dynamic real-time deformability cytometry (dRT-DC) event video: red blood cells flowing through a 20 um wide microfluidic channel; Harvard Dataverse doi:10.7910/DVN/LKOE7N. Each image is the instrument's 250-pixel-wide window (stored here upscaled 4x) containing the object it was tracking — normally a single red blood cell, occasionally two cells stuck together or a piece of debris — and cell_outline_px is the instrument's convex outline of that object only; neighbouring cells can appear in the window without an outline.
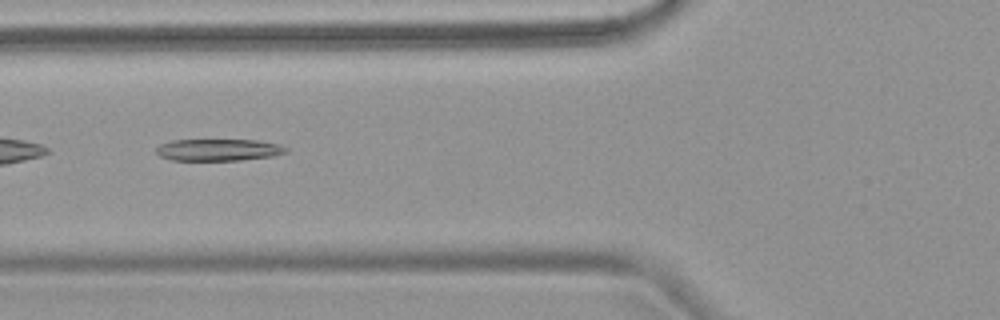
{"species": "common noctule bat (a hibernating species)", "species_latin": "Nyctalus noctula", "temperature_condition": "warm", "stored_images_in_passage": 6, "camera_frame_rate_fps": 3000, "um_per_image_px": 0.085, "animal": {"sex": "female", "body_mass_g": 18.4}, "frame": {"image": 1, "passage_image": 4, "time_ms": 4.333, "image_size_px": [1000, 320], "cell_outline_px": [[288, 152], [272, 156], [240, 160], [172, 160], [160, 156], [156, 152], [156, 148], [160, 144], [172, 140], [256, 140], [280, 144], [288, 148]], "centroid_in_image_um": [18.58, 12.73], "position_along_channel_um": 107.2, "area_um2": 16.53}}
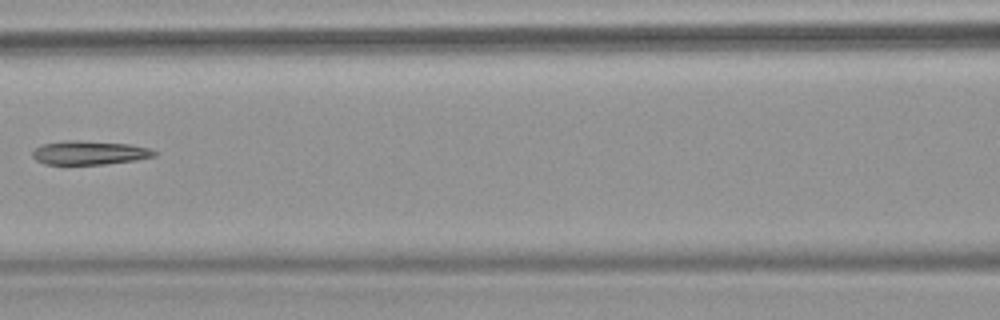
{"frame": {"image": 2, "passage_image": 5, "time_ms": 5.667, "image_size_px": [1000, 320], "cell_outline_px": [[156, 156], [136, 160], [104, 164], [44, 164], [36, 160], [32, 156], [32, 152], [36, 148], [44, 144], [68, 140], [76, 140], [128, 144], [148, 148], [156, 152]], "centroid_in_image_um": [7.59, 12.99], "position_along_channel_um": 159.0, "area_um2": 16.7}}
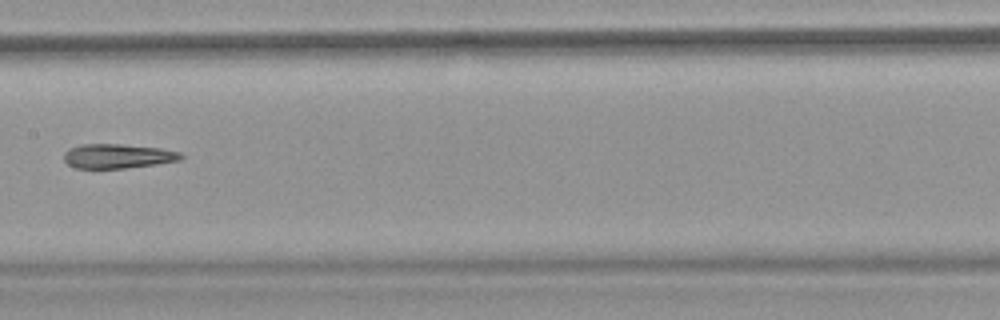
{"frame": {"image": 3, "passage_image": 6, "time_ms": 6.667, "image_size_px": [1000, 320], "cell_outline_px": [[184, 156], [180, 160], [156, 164], [124, 168], [76, 168], [68, 164], [64, 160], [64, 152], [68, 148], [80, 144], [120, 144], [160, 148], [180, 152]], "centroid_in_image_um": [9.98, 13.26], "position_along_channel_um": 197.4, "area_um2": 16.65}}